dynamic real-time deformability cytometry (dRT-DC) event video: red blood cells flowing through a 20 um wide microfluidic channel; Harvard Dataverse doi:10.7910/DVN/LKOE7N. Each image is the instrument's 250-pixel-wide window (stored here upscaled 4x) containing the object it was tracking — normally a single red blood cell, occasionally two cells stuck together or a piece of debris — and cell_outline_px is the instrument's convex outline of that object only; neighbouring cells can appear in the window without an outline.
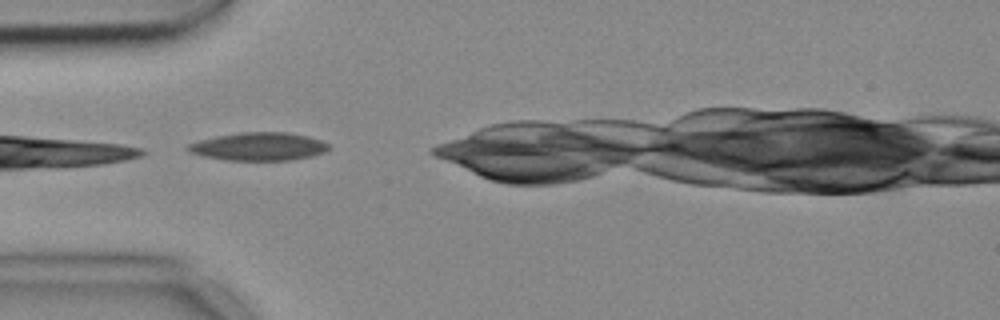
{"species": "common noctule bat (a hibernating species)", "species_latin": "Nyctalus noctula", "temperature_condition": "cold", "stored_images_in_passage": 4, "camera_frame_rate_fps": 3000, "um_per_image_px": 0.085, "animal": {"sex": "female", "body_mass_g": 18.4}, "frame": {"image": 1, "passage_image": 2, "time_ms": 0.333, "image_size_px": [1000, 320], "cell_outline_px": [[332, 148], [324, 152], [312, 156], [292, 160], [224, 160], [204, 156], [188, 152], [184, 148], [188, 144], [200, 140], [216, 136], [240, 132], [284, 132], [308, 136], [320, 140], [328, 144]], "centroid_in_image_um": [21.98, 12.46], "position_along_channel_um": 63.0, "area_um2": 23.12}}